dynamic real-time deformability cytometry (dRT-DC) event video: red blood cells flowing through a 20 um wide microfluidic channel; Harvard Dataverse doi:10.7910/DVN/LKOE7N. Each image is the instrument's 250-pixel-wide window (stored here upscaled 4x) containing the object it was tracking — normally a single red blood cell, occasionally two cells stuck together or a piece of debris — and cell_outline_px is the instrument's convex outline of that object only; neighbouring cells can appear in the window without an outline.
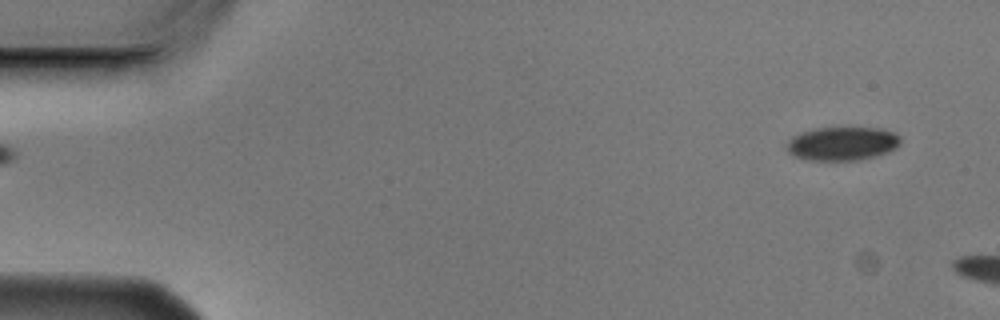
{"species": "Egyptian fruit bat (a non-hibernating species)", "species_latin": "Rousettus aegyptiacus", "temperature_condition": "cold", "stored_images_in_passage": 5, "segment_of_instrument_passage": [2, 2], "camera_frame_rate_fps": 3000, "um_per_image_px": 0.085, "animal": {"sex": "male"}, "frame": {"image": 1, "passage_image": 5, "time_ms": 1.333, "image_size_px": [1000, 320], "cell_outline_px": [[900, 144], [896, 148], [888, 152], [856, 160], [808, 160], [796, 156], [788, 152], [788, 140], [792, 136], [816, 128], [880, 128], [896, 132], [900, 136]], "centroid_in_image_um": [71.63, 12.2], "position_along_channel_um": 13.4, "area_um2": 22.08}}